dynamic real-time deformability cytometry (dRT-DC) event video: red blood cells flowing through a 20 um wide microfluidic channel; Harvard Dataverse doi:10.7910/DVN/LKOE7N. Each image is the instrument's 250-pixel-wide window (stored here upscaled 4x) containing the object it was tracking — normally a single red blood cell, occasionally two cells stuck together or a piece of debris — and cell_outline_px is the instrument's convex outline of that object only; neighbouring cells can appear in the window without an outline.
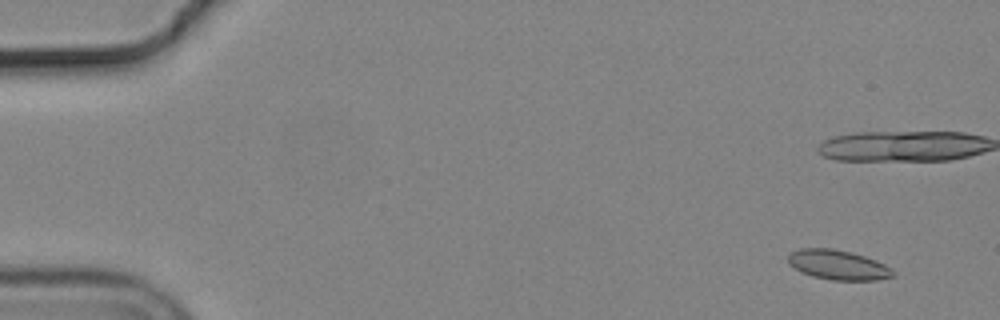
{"species": "common noctule bat (a hibernating species)", "species_latin": "Nyctalus noctula", "temperature_condition": "cold", "stored_images_in_passage": 12, "camera_frame_rate_fps": 3000, "um_per_image_px": 0.085, "animal": {"sex": "male", "body_mass_g": 19.2, "forearm_length_mm": 51.8}, "frame": {"image": 1, "passage_image": 4, "time_ms": 1.0, "image_size_px": [1000, 320], "cell_outline_px": [[896, 272], [892, 276], [876, 280], [832, 280], [812, 276], [796, 268], [788, 260], [788, 252], [800, 248], [832, 248], [852, 252], [864, 256], [884, 264], [892, 268]], "centroid_in_image_um": [71.24, 22.5], "position_along_channel_um": 13.8, "area_um2": 18.03}}